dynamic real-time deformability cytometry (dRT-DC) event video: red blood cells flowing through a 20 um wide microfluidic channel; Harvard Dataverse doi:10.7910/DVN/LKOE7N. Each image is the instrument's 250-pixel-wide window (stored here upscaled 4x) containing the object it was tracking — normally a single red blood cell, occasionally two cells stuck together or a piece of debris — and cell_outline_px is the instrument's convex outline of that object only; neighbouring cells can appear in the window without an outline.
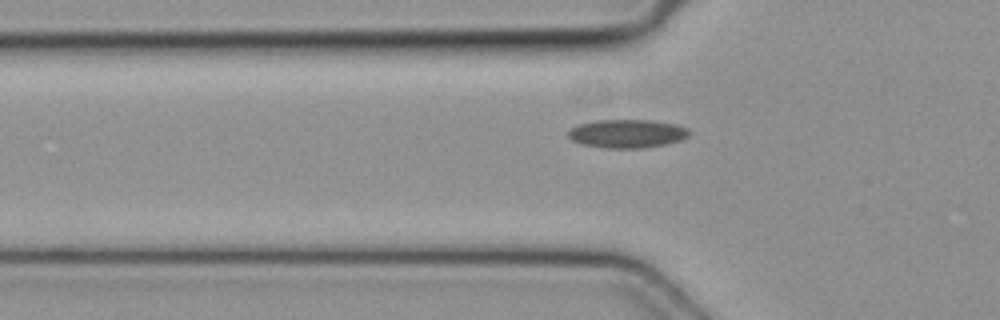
{"species": "common noctule bat (a hibernating species)", "species_latin": "Nyctalus noctula", "temperature_condition": "cold", "stored_images_in_passage": 3, "camera_frame_rate_fps": 3000, "um_per_image_px": 0.085, "animal": {"sex": "female", "body_mass_g": 19.3, "forearm_length_mm": 54.1}, "frame": {"image": 1, "passage_image": 3, "time_ms": 0.667, "image_size_px": [1000, 320], "cell_outline_px": [[688, 136], [680, 140], [664, 144], [644, 148], [604, 148], [580, 144], [572, 140], [568, 136], [568, 132], [576, 124], [596, 120], [652, 120], [676, 124], [688, 128]], "centroid_in_image_um": [53.27, 11.35], "position_along_channel_um": 72.5, "area_um2": 20.11}}